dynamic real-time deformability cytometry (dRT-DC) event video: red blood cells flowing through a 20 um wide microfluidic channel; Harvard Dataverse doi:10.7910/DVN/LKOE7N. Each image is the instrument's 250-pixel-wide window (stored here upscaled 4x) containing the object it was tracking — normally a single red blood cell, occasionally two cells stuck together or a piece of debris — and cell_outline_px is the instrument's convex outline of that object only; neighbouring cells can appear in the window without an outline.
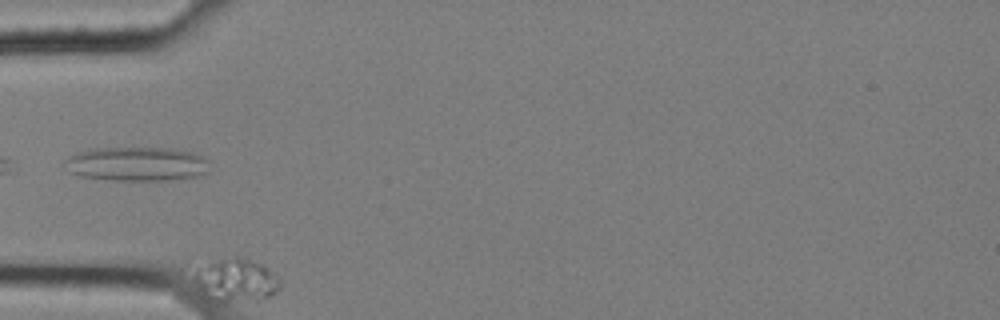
{"species": "common noctule bat (a hibernating species)", "species_latin": "Nyctalus noctula", "temperature_condition": "cold", "stored_images_in_passage": 8, "camera_frame_rate_fps": 3000, "um_per_image_px": 0.085, "animal": {"sex": "female", "body_mass_g": 25.1}, "frame": {"image": 1, "passage_image": 5, "time_ms": 1.333, "image_size_px": [1000, 320], "cell_outline_px": [[280, 288], [276, 292], [268, 296], [224, 304], [208, 304], [204, 300], [192, 280], [192, 276], [196, 264], [224, 252], [264, 264], [280, 280]], "centroid_in_image_um": [19.84, 23.76], "position_along_channel_um": 65.2, "area_um2": 23.76}}
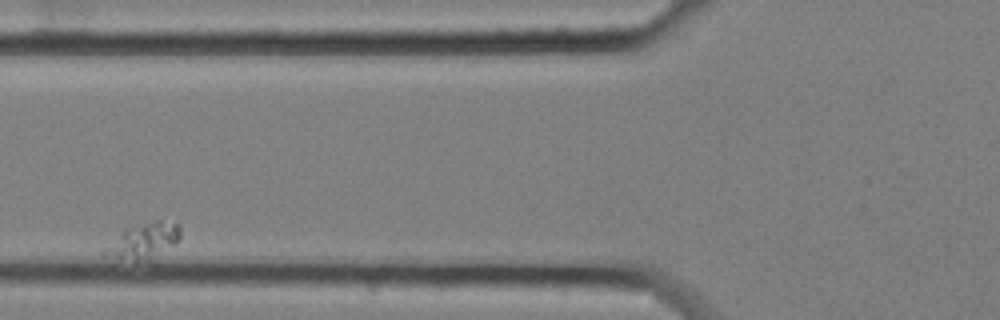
{"frame": {"image": 2, "passage_image": 7, "time_ms": 2.0, "image_size_px": [1000, 320], "cell_outline_px": [[180, 236], [152, 264], [100, 256], [124, 228], [156, 220], [160, 220], [180, 224]], "centroid_in_image_um": [12.21, 20.54], "position_along_channel_um": 113.6, "area_um2": 16.07}}